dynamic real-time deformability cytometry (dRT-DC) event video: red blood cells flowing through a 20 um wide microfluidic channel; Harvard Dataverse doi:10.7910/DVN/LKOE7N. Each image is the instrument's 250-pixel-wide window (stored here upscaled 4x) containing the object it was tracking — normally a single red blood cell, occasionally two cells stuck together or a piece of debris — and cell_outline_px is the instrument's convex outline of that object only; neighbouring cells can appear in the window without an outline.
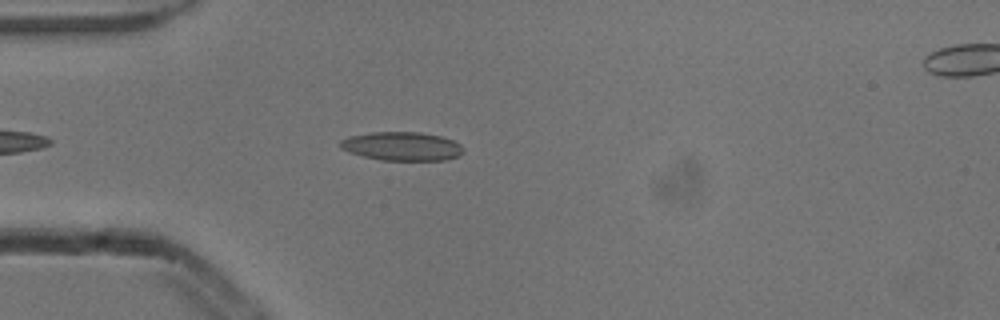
{"species": "common noctule bat (a hibernating species)", "species_latin": "Nyctalus noctula", "temperature_condition": "cold", "stored_images_in_passage": 3, "camera_frame_rate_fps": 3000, "um_per_image_px": 0.085, "animal": {"sex": "male", "body_mass_g": 13.3}, "frame": {"image": 1, "passage_image": 3, "time_ms": 0.667, "image_size_px": [1000, 320], "cell_outline_px": [[464, 152], [460, 156], [444, 160], [380, 160], [348, 152], [340, 148], [340, 140], [348, 136], [372, 132], [420, 132], [440, 136], [452, 140], [460, 144], [464, 148]], "centroid_in_image_um": [34.17, 12.43], "position_along_channel_um": 50.8, "area_um2": 20.69}}